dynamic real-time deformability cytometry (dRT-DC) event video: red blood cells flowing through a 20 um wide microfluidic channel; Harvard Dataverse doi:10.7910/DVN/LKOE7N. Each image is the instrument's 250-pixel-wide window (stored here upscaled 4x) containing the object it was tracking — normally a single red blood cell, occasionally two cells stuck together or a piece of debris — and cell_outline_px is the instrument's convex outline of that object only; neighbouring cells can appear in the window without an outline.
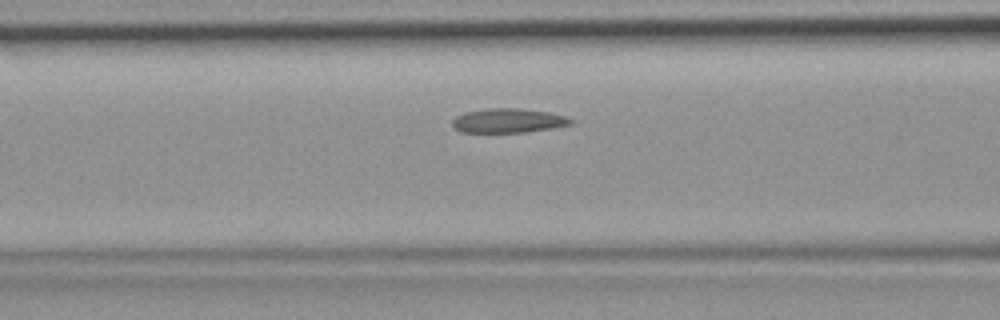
{"species": "common noctule bat (a hibernating species)", "species_latin": "Nyctalus noctula", "temperature_condition": "room temperature", "stored_images_in_passage": 36, "camera_frame_rate_fps": 3000, "um_per_image_px": 0.085, "animal": {"sex": "female", "body_mass_g": 19.9}, "frame": {"image": 1, "passage_image": 8, "time_ms": 2.333, "image_size_px": [1000, 320], "cell_outline_px": [[572, 124], [552, 128], [524, 132], [460, 132], [452, 124], [452, 120], [456, 116], [464, 112], [488, 108], [520, 108], [548, 112], [564, 116], [572, 120]], "centroid_in_image_um": [43.17, 10.25], "position_along_channel_um": 123.4, "area_um2": 16.65}}
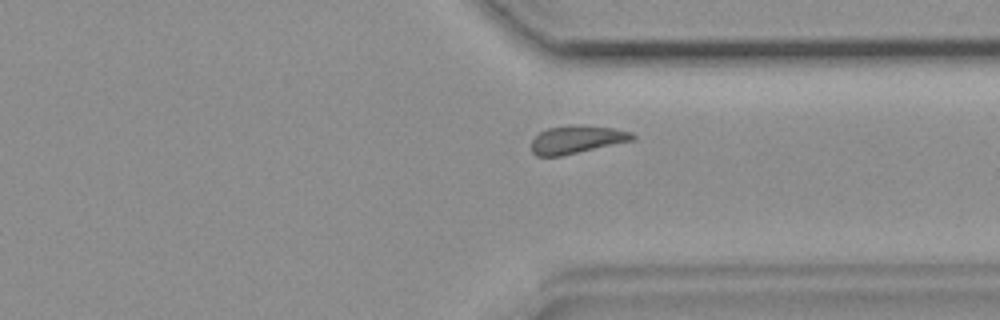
{"frame": {"image": 2, "passage_image": 25, "time_ms": 8.0, "image_size_px": [1000, 320], "cell_outline_px": [[636, 140], [560, 156], [536, 156], [532, 152], [532, 140], [540, 132], [548, 128], [576, 124], [580, 124], [612, 128], [632, 132], [636, 136]], "centroid_in_image_um": [49.06, 11.85], "position_along_channel_um": 362.3, "area_um2": 16.53}}
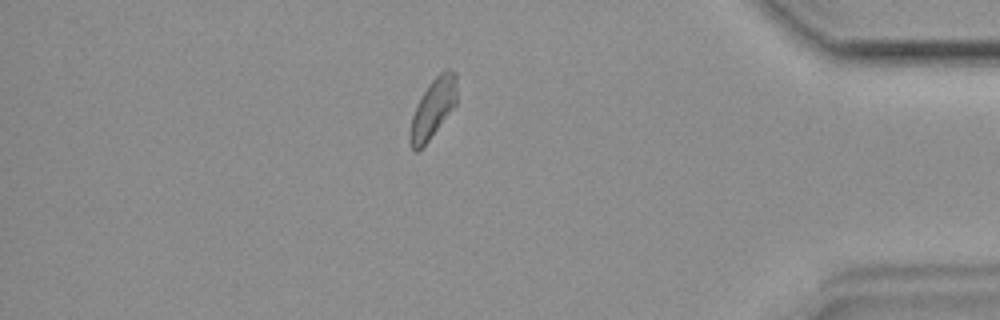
{"frame": {"image": 3, "passage_image": 30, "time_ms": 9.667, "image_size_px": [1000, 320], "cell_outline_px": [[456, 104], [428, 140], [416, 152], [412, 152], [408, 140], [408, 136], [412, 116], [424, 92], [432, 80], [444, 68], [448, 68], [456, 72]], "centroid_in_image_um": [36.79, 9.21], "position_along_channel_um": 398.4, "area_um2": 15.9}}